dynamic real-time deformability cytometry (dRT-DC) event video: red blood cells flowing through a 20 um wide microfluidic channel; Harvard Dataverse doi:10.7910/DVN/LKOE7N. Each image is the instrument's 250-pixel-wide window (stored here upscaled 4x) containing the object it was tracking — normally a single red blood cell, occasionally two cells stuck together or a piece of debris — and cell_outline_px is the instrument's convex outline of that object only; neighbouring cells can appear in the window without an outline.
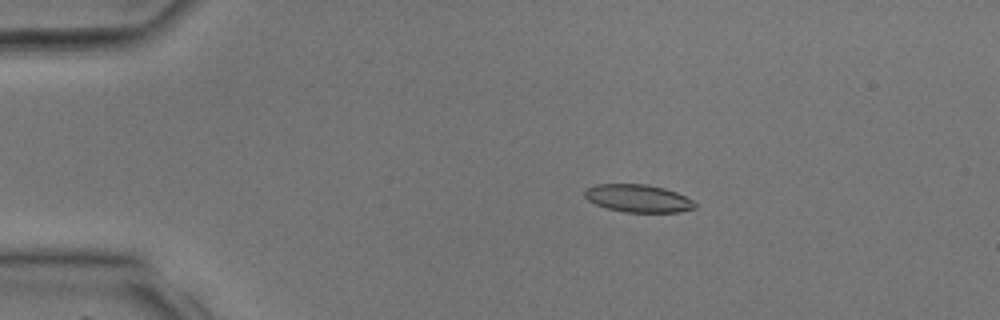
{"species": "common noctule bat (a hibernating species)", "species_latin": "Nyctalus noctula", "temperature_condition": "room temperature", "stored_images_in_passage": 36, "camera_frame_rate_fps": 3000, "um_per_image_px": 0.085, "animal": {"sex": "male", "body_mass_g": 17.9, "forearm_length_mm": 54.2}, "frame": {"image": 1, "passage_image": 5, "time_ms": 1.333, "image_size_px": [1000, 320], "cell_outline_px": [[696, 208], [680, 212], [624, 212], [608, 208], [596, 204], [588, 200], [584, 196], [584, 192], [588, 188], [596, 184], [648, 184], [664, 188], [676, 192], [692, 200], [696, 204]], "centroid_in_image_um": [54.25, 16.86], "position_along_channel_um": 30.7, "area_um2": 17.74}}
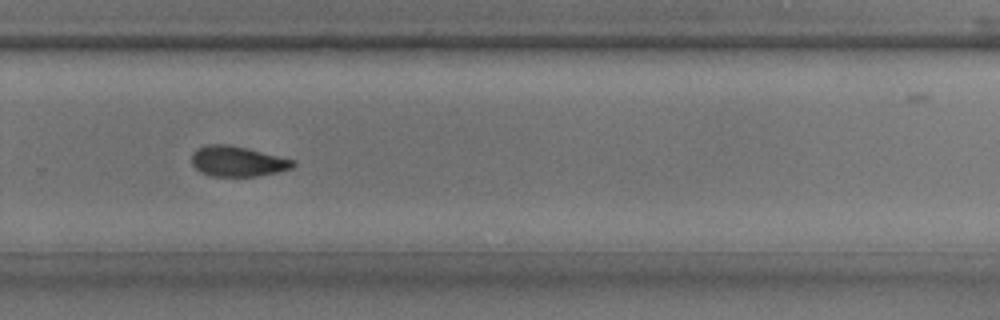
{"frame": {"image": 2, "passage_image": 24, "time_ms": 7.667, "image_size_px": [1000, 320], "cell_outline_px": [[296, 164], [292, 168], [276, 172], [256, 176], [212, 176], [200, 172], [192, 164], [192, 152], [196, 148], [208, 144], [228, 144], [296, 160]], "centroid_in_image_um": [20.17, 13.71], "position_along_channel_um": 309.6, "area_um2": 17.86}}
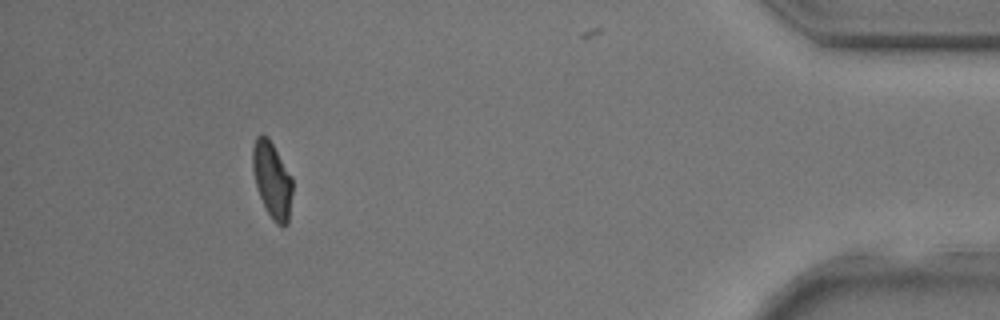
{"frame": {"image": 3, "passage_image": 33, "time_ms": 10.667, "image_size_px": [1000, 320], "cell_outline_px": [[292, 192], [288, 224], [276, 224], [272, 220], [260, 196], [256, 184], [252, 168], [252, 148], [256, 136], [260, 132], [268, 136], [292, 176]], "centroid_in_image_um": [23.12, 15.23], "position_along_channel_um": 412.1, "area_um2": 17.69}}